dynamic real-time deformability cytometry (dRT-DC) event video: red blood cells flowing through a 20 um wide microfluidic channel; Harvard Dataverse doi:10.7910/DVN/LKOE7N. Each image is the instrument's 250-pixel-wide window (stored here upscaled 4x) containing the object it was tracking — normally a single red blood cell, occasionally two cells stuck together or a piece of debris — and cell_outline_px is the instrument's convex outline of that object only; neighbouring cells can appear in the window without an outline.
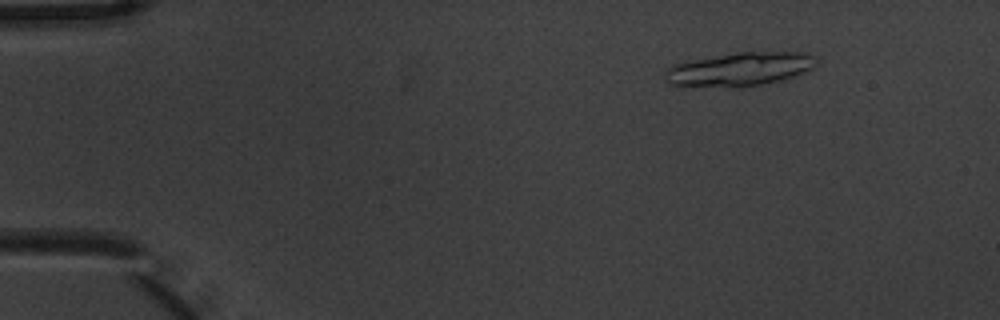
{"species": "common noctule bat (a hibernating species)", "species_latin": "Nyctalus noctula", "temperature_condition": "warm", "stored_images_in_passage": 5, "segment_of_instrument_passage": [1, 2], "camera_frame_rate_fps": 3000, "um_per_image_px": 0.085, "animal": {"sex": "male", "body_mass_g": 20.1, "forearm_length_mm": 53.5}, "frame": {"image": 1, "passage_image": 2, "time_ms": 0.333, "image_size_px": [1000, 320], "cell_outline_px": [[816, 64], [812, 68], [804, 72], [780, 80], [740, 88], [736, 88], [668, 84], [664, 80], [664, 76], [668, 68], [676, 64], [688, 60], [736, 52], [800, 52], [816, 56]], "centroid_in_image_um": [62.85, 5.88], "position_along_channel_um": 22.1, "area_um2": 29.59}}
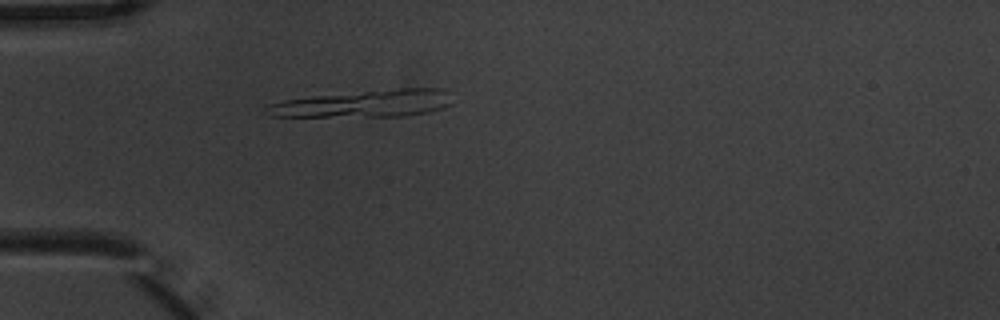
{"frame": {"image": 2, "passage_image": 4, "time_ms": 1.0, "image_size_px": [1000, 320], "cell_outline_px": [[452, 104], [444, 108], [428, 112], [404, 116], [268, 116], [260, 108], [268, 104], [284, 100], [312, 96], [400, 88], [448, 88]], "centroid_in_image_um": [30.98, 8.8], "position_along_channel_um": 54.0, "area_um2": 29.54}}